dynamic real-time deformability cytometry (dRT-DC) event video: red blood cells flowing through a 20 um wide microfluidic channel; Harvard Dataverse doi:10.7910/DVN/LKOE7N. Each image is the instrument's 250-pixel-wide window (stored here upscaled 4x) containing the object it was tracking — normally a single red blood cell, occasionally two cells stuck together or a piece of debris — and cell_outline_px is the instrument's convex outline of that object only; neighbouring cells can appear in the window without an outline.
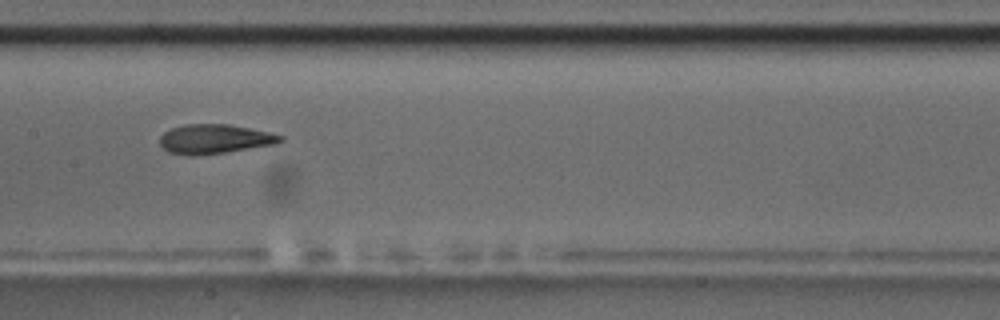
{"species": "common noctule bat (a hibernating species)", "species_latin": "Nyctalus noctula", "temperature_condition": "room temperature", "stored_images_in_passage": 12, "camera_frame_rate_fps": 3000, "um_per_image_px": 0.085, "animal": {"sex": "male", "body_mass_g": 17.5, "forearm_length_mm": 52.3}, "frame": {"image": 1, "passage_image": 4, "time_ms": 3.333, "image_size_px": [1000, 320], "cell_outline_px": [[284, 140], [276, 144], [224, 152], [192, 156], [168, 152], [160, 144], [160, 136], [164, 132], [172, 128], [188, 124], [228, 124], [268, 132], [284, 136]], "centroid_in_image_um": [18.24, 11.81], "position_along_channel_um": 189.2, "area_um2": 20.4}, "authors_computed_cell_mechanics": {"area_um2": 21.1259, "velocity_mm_per_s": 3.5505, "shape_relaxation_time_tau1_ms": 10.6248, "shape_relaxation_time_tau2_ms": 1.7615, "deformation_change_tau1": 0.2297, "deformation_change_tau2": 0.0689}}